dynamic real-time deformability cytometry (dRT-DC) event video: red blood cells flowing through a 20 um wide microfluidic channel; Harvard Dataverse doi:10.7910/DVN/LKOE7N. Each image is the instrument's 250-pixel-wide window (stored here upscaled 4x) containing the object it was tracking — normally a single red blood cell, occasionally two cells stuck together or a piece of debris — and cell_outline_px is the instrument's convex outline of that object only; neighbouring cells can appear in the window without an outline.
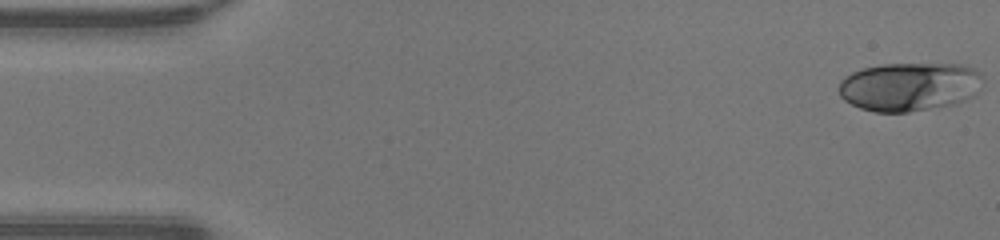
{"species": "human", "species_latin": "Homo sapiens", "temperature_condition": "warm", "stored_images_in_passage": 47, "camera_frame_rate_fps": 3000, "um_per_image_px": 0.085, "donor": {"sex": "male"}, "frame": {"image": 1, "passage_image": 1, "time_ms": 0.0, "image_size_px": [1000, 240], "cell_outline_px": [[984, 80], [976, 96], [956, 104], [908, 112], [872, 112], [860, 108], [844, 100], [840, 96], [836, 88], [840, 80], [844, 76], [852, 72], [864, 68], [884, 64], [960, 64], [976, 68], [984, 76]], "centroid_in_image_um": [77.33, 7.37], "position_along_channel_um": 7.7, "area_um2": 41.67}}
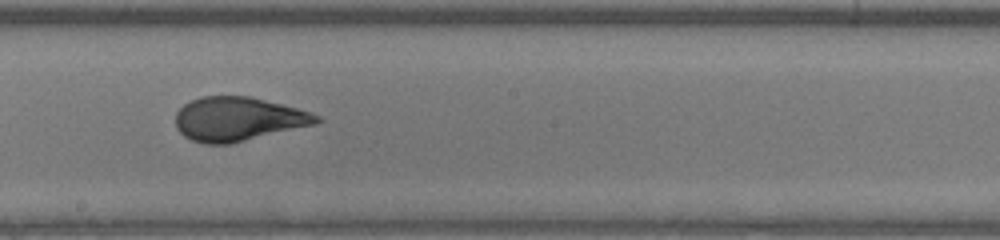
{"frame": {"image": 2, "passage_image": 26, "time_ms": 8.333, "image_size_px": [1000, 240], "cell_outline_px": [[324, 120], [316, 124], [232, 144], [204, 144], [192, 140], [184, 136], [176, 128], [176, 112], [184, 104], [200, 96], [252, 96], [312, 112], [320, 116]], "centroid_in_image_um": [20.26, 10.12], "position_along_channel_um": 227.9, "area_um2": 36.47}}
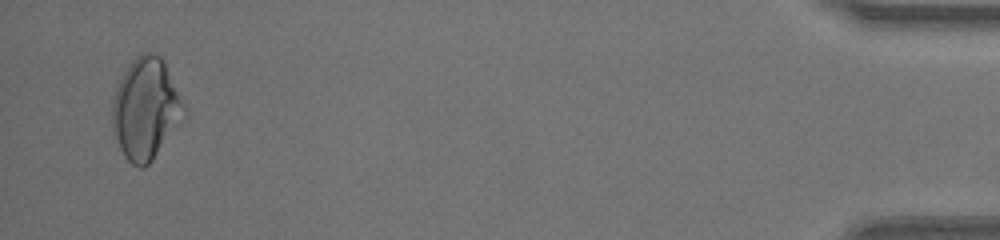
{"frame": {"image": 3, "passage_image": 46, "time_ms": 15.0, "image_size_px": [1000, 240], "cell_outline_px": [[188, 120], [152, 160], [144, 168], [140, 168], [132, 164], [124, 156], [120, 148], [112, 128], [112, 100], [116, 88], [124, 72], [132, 60], [140, 52], [156, 52], [164, 60], [188, 108]], "centroid_in_image_um": [12.48, 9.26], "position_along_channel_um": 422.7, "area_um2": 43.75}, "authors_computed_cell_mechanics": {"area_um2": 37.1654, "velocity_mm_per_s": 4.3085, "shape_relaxation_time_tau1_ms": 11.159, "shape_relaxation_time_tau2_ms": null, "deformation_change_tau1": 0.3457, "deformation_change_tau2": null}}